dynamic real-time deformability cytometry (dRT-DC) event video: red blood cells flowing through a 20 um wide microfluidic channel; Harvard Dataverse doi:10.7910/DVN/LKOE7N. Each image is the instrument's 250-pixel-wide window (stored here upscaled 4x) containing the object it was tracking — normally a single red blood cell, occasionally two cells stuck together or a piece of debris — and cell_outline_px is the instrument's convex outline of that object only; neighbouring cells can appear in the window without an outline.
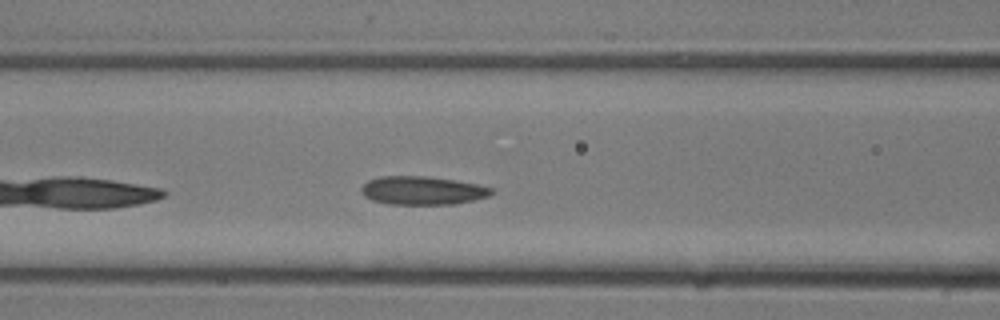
{"species": "common noctule bat (a hibernating species)", "species_latin": "Nyctalus noctula", "temperature_condition": "room temperature", "stored_images_in_passage": 13, "camera_frame_rate_fps": 3000, "um_per_image_px": 0.085, "animal": {"sex": "male", "body_mass_g": 13.3}, "frame": {"image": 1, "passage_image": 8, "time_ms": 2.333, "image_size_px": [1000, 320], "cell_outline_px": [[496, 192], [488, 196], [472, 200], [452, 204], [388, 204], [372, 200], [364, 196], [360, 192], [360, 188], [368, 180], [380, 176], [428, 176], [476, 184], [496, 188]], "centroid_in_image_um": [35.9, 16.19], "position_along_channel_um": 130.7, "area_um2": 21.62}}
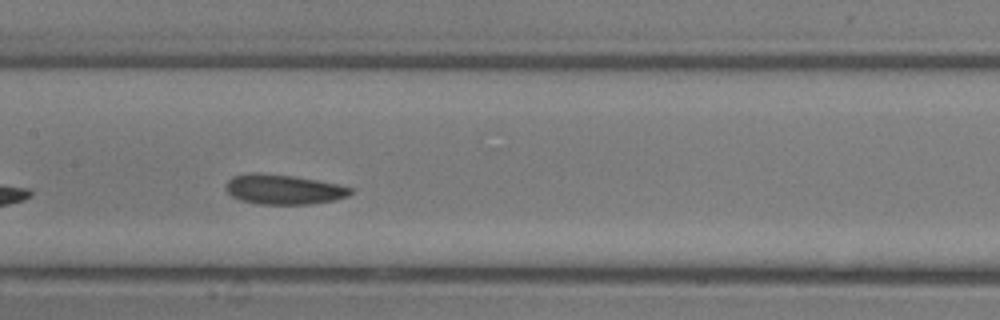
{"frame": {"image": 2, "passage_image": 10, "time_ms": 3.0, "image_size_px": [1000, 320], "cell_outline_px": [[352, 192], [348, 196], [332, 200], [308, 204], [256, 204], [240, 200], [232, 196], [224, 188], [224, 184], [232, 176], [252, 172], [256, 172], [292, 176], [316, 180], [336, 184], [352, 188]], "centroid_in_image_um": [24.02, 16.09], "position_along_channel_um": 183.4, "area_um2": 21.62}}
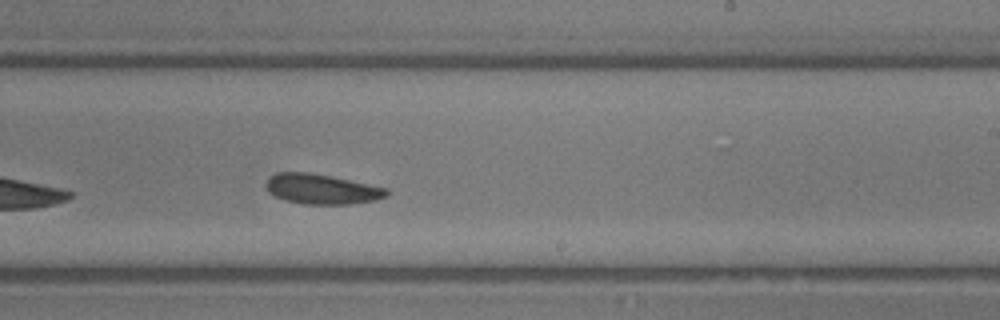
{"frame": {"image": 3, "passage_image": 13, "time_ms": 4.0, "image_size_px": [1000, 320], "cell_outline_px": [[388, 196], [376, 200], [352, 204], [304, 204], [284, 200], [268, 192], [264, 184], [268, 176], [276, 172], [308, 172], [332, 176], [388, 188]], "centroid_in_image_um": [27.32, 16.06], "position_along_channel_um": 261.7, "area_um2": 21.39}}